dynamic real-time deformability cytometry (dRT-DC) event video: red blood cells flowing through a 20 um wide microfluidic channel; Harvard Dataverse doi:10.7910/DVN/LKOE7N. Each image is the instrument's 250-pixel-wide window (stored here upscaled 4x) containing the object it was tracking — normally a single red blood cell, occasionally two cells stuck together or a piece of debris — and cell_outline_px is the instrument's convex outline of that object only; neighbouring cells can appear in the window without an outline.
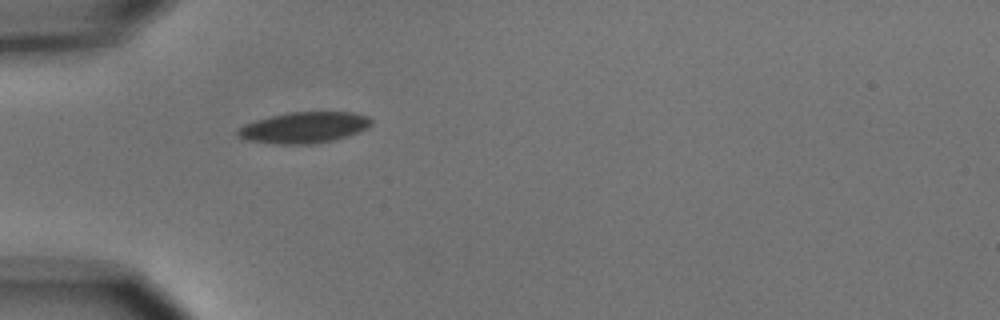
{"species": "common noctule bat (a hibernating species)", "species_latin": "Nyctalus noctula", "temperature_condition": "cold", "stored_images_in_passage": 4, "camera_frame_rate_fps": 3000, "um_per_image_px": 0.085, "animal": {"sex": "male", "body_mass_g": 15.6}, "frame": {"image": 1, "passage_image": 4, "time_ms": 4.333, "image_size_px": [1000, 320], "cell_outline_px": [[372, 124], [368, 128], [332, 140], [312, 144], [280, 144], [248, 140], [240, 136], [236, 132], [236, 128], [244, 124], [256, 120], [288, 112], [352, 112], [368, 116], [372, 120]], "centroid_in_image_um": [25.84, 10.83], "position_along_channel_um": 59.2, "area_um2": 23.93}}